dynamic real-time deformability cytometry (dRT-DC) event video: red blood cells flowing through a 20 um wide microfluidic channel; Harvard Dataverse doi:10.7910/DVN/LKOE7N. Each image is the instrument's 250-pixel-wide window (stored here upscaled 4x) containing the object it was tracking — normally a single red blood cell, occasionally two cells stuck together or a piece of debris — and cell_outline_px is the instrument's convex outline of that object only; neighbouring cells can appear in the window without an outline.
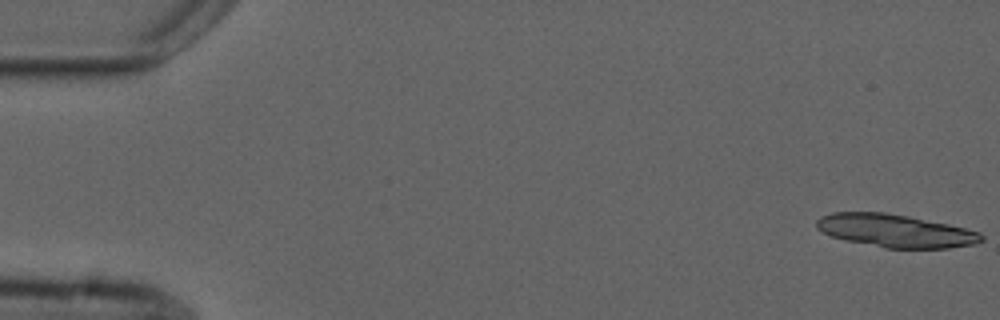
{"species": "common noctule bat (a hibernating species)", "species_latin": "Nyctalus noctula", "temperature_condition": "cold", "stored_images_in_passage": 16, "camera_frame_rate_fps": 3000, "um_per_image_px": 0.085, "animal": {"sex": "male", "forearm_length_mm": 52.5}, "frame": {"image": 1, "passage_image": 1, "time_ms": 0.0, "image_size_px": [1000, 320], "cell_outline_px": [[984, 240], [976, 244], [948, 248], [884, 248], [844, 240], [832, 236], [816, 228], [816, 220], [820, 216], [832, 212], [884, 212], [908, 216], [948, 224], [980, 232], [984, 236]], "centroid_in_image_um": [76.1, 19.62], "position_along_channel_um": 8.9, "area_um2": 31.73}}